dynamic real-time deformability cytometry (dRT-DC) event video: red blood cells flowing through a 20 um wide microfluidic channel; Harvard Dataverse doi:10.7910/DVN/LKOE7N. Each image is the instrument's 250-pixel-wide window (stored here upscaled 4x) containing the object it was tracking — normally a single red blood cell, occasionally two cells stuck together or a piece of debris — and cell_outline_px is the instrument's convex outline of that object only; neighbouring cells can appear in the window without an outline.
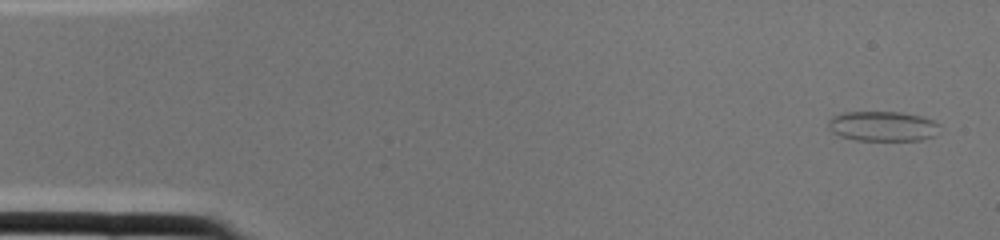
{"species": "common noctule bat (a hibernating species)", "species_latin": "Nyctalus noctula", "temperature_condition": "cold", "stored_images_in_passage": 2, "camera_frame_rate_fps": 3000, "um_per_image_px": 0.085, "animal": {"sex": "female", "body_mass_g": 22.0, "forearm_length_mm": 56.7}, "frame": {"image": 1, "passage_image": 1, "time_ms": 0.0, "image_size_px": [1000, 240], "cell_outline_px": [[940, 124], [936, 136], [920, 140], [856, 140], [840, 136], [832, 132], [828, 128], [828, 120], [832, 116], [844, 112], [900, 112], [924, 116]], "centroid_in_image_um": [75.04, 10.72], "position_along_channel_um": 10.0, "area_um2": 19.65}}
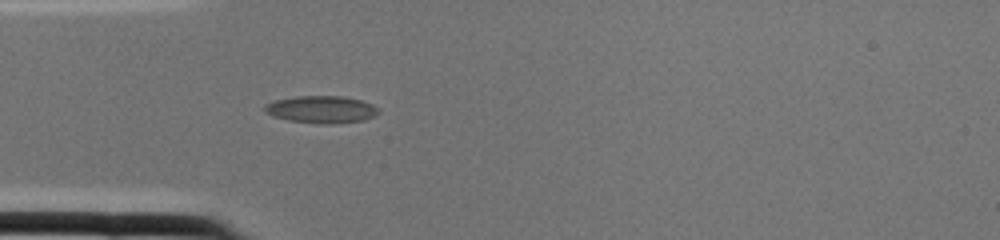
{"frame": {"image": 2, "passage_image": 2, "time_ms": 0.333, "image_size_px": [1000, 240], "cell_outline_px": [[380, 112], [376, 116], [364, 120], [332, 124], [320, 124], [288, 120], [272, 116], [264, 112], [264, 104], [276, 100], [296, 96], [344, 96], [360, 100], [372, 104]], "centroid_in_image_um": [27.31, 9.31], "position_along_channel_um": 57.7, "area_um2": 18.21}}